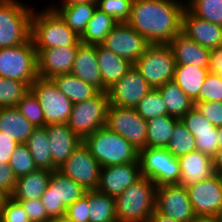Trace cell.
<instances>
[{"instance_id":"obj_1","label":"cell","mask_w":222,"mask_h":222,"mask_svg":"<svg viewBox=\"0 0 222 222\" xmlns=\"http://www.w3.org/2000/svg\"><path fill=\"white\" fill-rule=\"evenodd\" d=\"M185 8L177 0H133L127 23L150 44H169L181 32Z\"/></svg>"},{"instance_id":"obj_2","label":"cell","mask_w":222,"mask_h":222,"mask_svg":"<svg viewBox=\"0 0 222 222\" xmlns=\"http://www.w3.org/2000/svg\"><path fill=\"white\" fill-rule=\"evenodd\" d=\"M157 185L141 177L115 197L117 222H148L156 207Z\"/></svg>"},{"instance_id":"obj_3","label":"cell","mask_w":222,"mask_h":222,"mask_svg":"<svg viewBox=\"0 0 222 222\" xmlns=\"http://www.w3.org/2000/svg\"><path fill=\"white\" fill-rule=\"evenodd\" d=\"M31 39L35 49L78 46L81 43L80 37L50 8L37 13L33 10Z\"/></svg>"},{"instance_id":"obj_4","label":"cell","mask_w":222,"mask_h":222,"mask_svg":"<svg viewBox=\"0 0 222 222\" xmlns=\"http://www.w3.org/2000/svg\"><path fill=\"white\" fill-rule=\"evenodd\" d=\"M83 143L101 167L138 161L139 151L121 135L106 127L91 133Z\"/></svg>"},{"instance_id":"obj_5","label":"cell","mask_w":222,"mask_h":222,"mask_svg":"<svg viewBox=\"0 0 222 222\" xmlns=\"http://www.w3.org/2000/svg\"><path fill=\"white\" fill-rule=\"evenodd\" d=\"M33 10L18 0H0V48L18 46L31 38Z\"/></svg>"},{"instance_id":"obj_6","label":"cell","mask_w":222,"mask_h":222,"mask_svg":"<svg viewBox=\"0 0 222 222\" xmlns=\"http://www.w3.org/2000/svg\"><path fill=\"white\" fill-rule=\"evenodd\" d=\"M0 76L29 87L38 78L37 52L31 38L18 46L0 48Z\"/></svg>"},{"instance_id":"obj_7","label":"cell","mask_w":222,"mask_h":222,"mask_svg":"<svg viewBox=\"0 0 222 222\" xmlns=\"http://www.w3.org/2000/svg\"><path fill=\"white\" fill-rule=\"evenodd\" d=\"M85 192L86 190L73 179L55 170L52 171L41 201L48 217L53 222H59L64 219L66 208L81 198Z\"/></svg>"},{"instance_id":"obj_8","label":"cell","mask_w":222,"mask_h":222,"mask_svg":"<svg viewBox=\"0 0 222 222\" xmlns=\"http://www.w3.org/2000/svg\"><path fill=\"white\" fill-rule=\"evenodd\" d=\"M133 65L152 88H158L173 81L176 62L169 44H150Z\"/></svg>"},{"instance_id":"obj_9","label":"cell","mask_w":222,"mask_h":222,"mask_svg":"<svg viewBox=\"0 0 222 222\" xmlns=\"http://www.w3.org/2000/svg\"><path fill=\"white\" fill-rule=\"evenodd\" d=\"M109 104L108 93L103 91L73 104L68 127L83 141L91 133L105 127Z\"/></svg>"},{"instance_id":"obj_10","label":"cell","mask_w":222,"mask_h":222,"mask_svg":"<svg viewBox=\"0 0 222 222\" xmlns=\"http://www.w3.org/2000/svg\"><path fill=\"white\" fill-rule=\"evenodd\" d=\"M141 174L157 186L180 184V162L166 148L146 147L139 150Z\"/></svg>"},{"instance_id":"obj_11","label":"cell","mask_w":222,"mask_h":222,"mask_svg":"<svg viewBox=\"0 0 222 222\" xmlns=\"http://www.w3.org/2000/svg\"><path fill=\"white\" fill-rule=\"evenodd\" d=\"M44 114V126L67 124L73 103L60 91L52 79L38 77L30 86Z\"/></svg>"},{"instance_id":"obj_12","label":"cell","mask_w":222,"mask_h":222,"mask_svg":"<svg viewBox=\"0 0 222 222\" xmlns=\"http://www.w3.org/2000/svg\"><path fill=\"white\" fill-rule=\"evenodd\" d=\"M105 127L121 135L138 151L146 148L147 121L137 113L135 108L109 104Z\"/></svg>"},{"instance_id":"obj_13","label":"cell","mask_w":222,"mask_h":222,"mask_svg":"<svg viewBox=\"0 0 222 222\" xmlns=\"http://www.w3.org/2000/svg\"><path fill=\"white\" fill-rule=\"evenodd\" d=\"M101 166L82 142L58 168L63 175L73 179L86 191L97 190Z\"/></svg>"},{"instance_id":"obj_14","label":"cell","mask_w":222,"mask_h":222,"mask_svg":"<svg viewBox=\"0 0 222 222\" xmlns=\"http://www.w3.org/2000/svg\"><path fill=\"white\" fill-rule=\"evenodd\" d=\"M150 43L127 22L118 23L101 46L134 64Z\"/></svg>"},{"instance_id":"obj_15","label":"cell","mask_w":222,"mask_h":222,"mask_svg":"<svg viewBox=\"0 0 222 222\" xmlns=\"http://www.w3.org/2000/svg\"><path fill=\"white\" fill-rule=\"evenodd\" d=\"M155 209L179 222H191L196 217L187 189L181 184L157 186Z\"/></svg>"},{"instance_id":"obj_16","label":"cell","mask_w":222,"mask_h":222,"mask_svg":"<svg viewBox=\"0 0 222 222\" xmlns=\"http://www.w3.org/2000/svg\"><path fill=\"white\" fill-rule=\"evenodd\" d=\"M152 89L134 65L108 90L110 105L135 108L139 101Z\"/></svg>"},{"instance_id":"obj_17","label":"cell","mask_w":222,"mask_h":222,"mask_svg":"<svg viewBox=\"0 0 222 222\" xmlns=\"http://www.w3.org/2000/svg\"><path fill=\"white\" fill-rule=\"evenodd\" d=\"M196 216H216L222 205V178L219 175L186 187Z\"/></svg>"},{"instance_id":"obj_18","label":"cell","mask_w":222,"mask_h":222,"mask_svg":"<svg viewBox=\"0 0 222 222\" xmlns=\"http://www.w3.org/2000/svg\"><path fill=\"white\" fill-rule=\"evenodd\" d=\"M141 177L139 160L132 163L101 167L97 190L115 198Z\"/></svg>"},{"instance_id":"obj_19","label":"cell","mask_w":222,"mask_h":222,"mask_svg":"<svg viewBox=\"0 0 222 222\" xmlns=\"http://www.w3.org/2000/svg\"><path fill=\"white\" fill-rule=\"evenodd\" d=\"M78 46L36 49L38 77L52 79L60 74L71 73Z\"/></svg>"},{"instance_id":"obj_20","label":"cell","mask_w":222,"mask_h":222,"mask_svg":"<svg viewBox=\"0 0 222 222\" xmlns=\"http://www.w3.org/2000/svg\"><path fill=\"white\" fill-rule=\"evenodd\" d=\"M181 32L208 49L222 45V26L196 17L187 8L182 14Z\"/></svg>"},{"instance_id":"obj_21","label":"cell","mask_w":222,"mask_h":222,"mask_svg":"<svg viewBox=\"0 0 222 222\" xmlns=\"http://www.w3.org/2000/svg\"><path fill=\"white\" fill-rule=\"evenodd\" d=\"M45 127L50 143L53 171H55L60 168L83 141L67 124H50Z\"/></svg>"},{"instance_id":"obj_22","label":"cell","mask_w":222,"mask_h":222,"mask_svg":"<svg viewBox=\"0 0 222 222\" xmlns=\"http://www.w3.org/2000/svg\"><path fill=\"white\" fill-rule=\"evenodd\" d=\"M71 74L103 91L101 72L98 66L97 45L80 43L71 68Z\"/></svg>"},{"instance_id":"obj_23","label":"cell","mask_w":222,"mask_h":222,"mask_svg":"<svg viewBox=\"0 0 222 222\" xmlns=\"http://www.w3.org/2000/svg\"><path fill=\"white\" fill-rule=\"evenodd\" d=\"M176 65H193L208 68L210 65V49L198 44L180 32L170 42Z\"/></svg>"},{"instance_id":"obj_24","label":"cell","mask_w":222,"mask_h":222,"mask_svg":"<svg viewBox=\"0 0 222 222\" xmlns=\"http://www.w3.org/2000/svg\"><path fill=\"white\" fill-rule=\"evenodd\" d=\"M180 162V184L185 187L209 179L215 174L212 158L200 151H192L178 158Z\"/></svg>"},{"instance_id":"obj_25","label":"cell","mask_w":222,"mask_h":222,"mask_svg":"<svg viewBox=\"0 0 222 222\" xmlns=\"http://www.w3.org/2000/svg\"><path fill=\"white\" fill-rule=\"evenodd\" d=\"M97 59L102 76L103 92H107L133 66L127 59L118 56L101 45H97Z\"/></svg>"},{"instance_id":"obj_26","label":"cell","mask_w":222,"mask_h":222,"mask_svg":"<svg viewBox=\"0 0 222 222\" xmlns=\"http://www.w3.org/2000/svg\"><path fill=\"white\" fill-rule=\"evenodd\" d=\"M52 171L37 169L17 178L15 189L10 195L16 201L37 200L45 193Z\"/></svg>"},{"instance_id":"obj_27","label":"cell","mask_w":222,"mask_h":222,"mask_svg":"<svg viewBox=\"0 0 222 222\" xmlns=\"http://www.w3.org/2000/svg\"><path fill=\"white\" fill-rule=\"evenodd\" d=\"M35 128L16 107L0 108V132L19 144L26 143Z\"/></svg>"},{"instance_id":"obj_28","label":"cell","mask_w":222,"mask_h":222,"mask_svg":"<svg viewBox=\"0 0 222 222\" xmlns=\"http://www.w3.org/2000/svg\"><path fill=\"white\" fill-rule=\"evenodd\" d=\"M51 7L50 9L57 12L66 22L67 26L72 29L79 37L86 29L87 23L91 20L97 3L83 2L75 3L67 7Z\"/></svg>"},{"instance_id":"obj_29","label":"cell","mask_w":222,"mask_h":222,"mask_svg":"<svg viewBox=\"0 0 222 222\" xmlns=\"http://www.w3.org/2000/svg\"><path fill=\"white\" fill-rule=\"evenodd\" d=\"M156 89L166 104L169 116L181 119L195 106L194 101L174 81L166 82Z\"/></svg>"},{"instance_id":"obj_30","label":"cell","mask_w":222,"mask_h":222,"mask_svg":"<svg viewBox=\"0 0 222 222\" xmlns=\"http://www.w3.org/2000/svg\"><path fill=\"white\" fill-rule=\"evenodd\" d=\"M53 82L73 104L94 97L99 90L92 84L69 74H60L52 78Z\"/></svg>"},{"instance_id":"obj_31","label":"cell","mask_w":222,"mask_h":222,"mask_svg":"<svg viewBox=\"0 0 222 222\" xmlns=\"http://www.w3.org/2000/svg\"><path fill=\"white\" fill-rule=\"evenodd\" d=\"M208 72V68L193 65H176L173 81L195 101L198 98Z\"/></svg>"},{"instance_id":"obj_32","label":"cell","mask_w":222,"mask_h":222,"mask_svg":"<svg viewBox=\"0 0 222 222\" xmlns=\"http://www.w3.org/2000/svg\"><path fill=\"white\" fill-rule=\"evenodd\" d=\"M37 169L53 171V160L46 127H36L25 143Z\"/></svg>"},{"instance_id":"obj_33","label":"cell","mask_w":222,"mask_h":222,"mask_svg":"<svg viewBox=\"0 0 222 222\" xmlns=\"http://www.w3.org/2000/svg\"><path fill=\"white\" fill-rule=\"evenodd\" d=\"M118 23L113 17L96 8L85 31L80 36L81 43L101 45L105 37Z\"/></svg>"},{"instance_id":"obj_34","label":"cell","mask_w":222,"mask_h":222,"mask_svg":"<svg viewBox=\"0 0 222 222\" xmlns=\"http://www.w3.org/2000/svg\"><path fill=\"white\" fill-rule=\"evenodd\" d=\"M179 120L164 115L147 121L146 147L166 148Z\"/></svg>"},{"instance_id":"obj_35","label":"cell","mask_w":222,"mask_h":222,"mask_svg":"<svg viewBox=\"0 0 222 222\" xmlns=\"http://www.w3.org/2000/svg\"><path fill=\"white\" fill-rule=\"evenodd\" d=\"M89 222H117L115 198L98 190L88 191Z\"/></svg>"},{"instance_id":"obj_36","label":"cell","mask_w":222,"mask_h":222,"mask_svg":"<svg viewBox=\"0 0 222 222\" xmlns=\"http://www.w3.org/2000/svg\"><path fill=\"white\" fill-rule=\"evenodd\" d=\"M195 137L188 131L186 126L179 120L174 128L172 136L166 146V150L176 158L196 151Z\"/></svg>"},{"instance_id":"obj_37","label":"cell","mask_w":222,"mask_h":222,"mask_svg":"<svg viewBox=\"0 0 222 222\" xmlns=\"http://www.w3.org/2000/svg\"><path fill=\"white\" fill-rule=\"evenodd\" d=\"M187 2L186 8L193 15L222 26V0H188Z\"/></svg>"},{"instance_id":"obj_38","label":"cell","mask_w":222,"mask_h":222,"mask_svg":"<svg viewBox=\"0 0 222 222\" xmlns=\"http://www.w3.org/2000/svg\"><path fill=\"white\" fill-rule=\"evenodd\" d=\"M137 113L146 121L168 115L167 107L160 92L152 88L135 107Z\"/></svg>"},{"instance_id":"obj_39","label":"cell","mask_w":222,"mask_h":222,"mask_svg":"<svg viewBox=\"0 0 222 222\" xmlns=\"http://www.w3.org/2000/svg\"><path fill=\"white\" fill-rule=\"evenodd\" d=\"M30 87L15 79H5L0 76V108L16 107Z\"/></svg>"},{"instance_id":"obj_40","label":"cell","mask_w":222,"mask_h":222,"mask_svg":"<svg viewBox=\"0 0 222 222\" xmlns=\"http://www.w3.org/2000/svg\"><path fill=\"white\" fill-rule=\"evenodd\" d=\"M8 165L17 178L37 170L34 159L25 143L19 144L14 149Z\"/></svg>"},{"instance_id":"obj_41","label":"cell","mask_w":222,"mask_h":222,"mask_svg":"<svg viewBox=\"0 0 222 222\" xmlns=\"http://www.w3.org/2000/svg\"><path fill=\"white\" fill-rule=\"evenodd\" d=\"M18 111L35 127H44V114L34 93L29 90L16 105Z\"/></svg>"},{"instance_id":"obj_42","label":"cell","mask_w":222,"mask_h":222,"mask_svg":"<svg viewBox=\"0 0 222 222\" xmlns=\"http://www.w3.org/2000/svg\"><path fill=\"white\" fill-rule=\"evenodd\" d=\"M133 0H97V8L113 17L117 22H127Z\"/></svg>"},{"instance_id":"obj_43","label":"cell","mask_w":222,"mask_h":222,"mask_svg":"<svg viewBox=\"0 0 222 222\" xmlns=\"http://www.w3.org/2000/svg\"><path fill=\"white\" fill-rule=\"evenodd\" d=\"M222 102V75L208 72L196 102Z\"/></svg>"},{"instance_id":"obj_44","label":"cell","mask_w":222,"mask_h":222,"mask_svg":"<svg viewBox=\"0 0 222 222\" xmlns=\"http://www.w3.org/2000/svg\"><path fill=\"white\" fill-rule=\"evenodd\" d=\"M180 120L195 138L196 133L217 132V127H214L195 107Z\"/></svg>"},{"instance_id":"obj_45","label":"cell","mask_w":222,"mask_h":222,"mask_svg":"<svg viewBox=\"0 0 222 222\" xmlns=\"http://www.w3.org/2000/svg\"><path fill=\"white\" fill-rule=\"evenodd\" d=\"M0 222H31L20 202L8 197L1 209Z\"/></svg>"},{"instance_id":"obj_46","label":"cell","mask_w":222,"mask_h":222,"mask_svg":"<svg viewBox=\"0 0 222 222\" xmlns=\"http://www.w3.org/2000/svg\"><path fill=\"white\" fill-rule=\"evenodd\" d=\"M88 191L66 208L64 219L71 222H89Z\"/></svg>"},{"instance_id":"obj_47","label":"cell","mask_w":222,"mask_h":222,"mask_svg":"<svg viewBox=\"0 0 222 222\" xmlns=\"http://www.w3.org/2000/svg\"><path fill=\"white\" fill-rule=\"evenodd\" d=\"M194 107L214 127L222 126V102H196Z\"/></svg>"},{"instance_id":"obj_48","label":"cell","mask_w":222,"mask_h":222,"mask_svg":"<svg viewBox=\"0 0 222 222\" xmlns=\"http://www.w3.org/2000/svg\"><path fill=\"white\" fill-rule=\"evenodd\" d=\"M195 141L196 150L210 158H213L219 149L217 132L196 133Z\"/></svg>"},{"instance_id":"obj_49","label":"cell","mask_w":222,"mask_h":222,"mask_svg":"<svg viewBox=\"0 0 222 222\" xmlns=\"http://www.w3.org/2000/svg\"><path fill=\"white\" fill-rule=\"evenodd\" d=\"M31 222H53L47 215L41 199L18 201Z\"/></svg>"},{"instance_id":"obj_50","label":"cell","mask_w":222,"mask_h":222,"mask_svg":"<svg viewBox=\"0 0 222 222\" xmlns=\"http://www.w3.org/2000/svg\"><path fill=\"white\" fill-rule=\"evenodd\" d=\"M16 181L17 177L10 166L8 164L0 165V190L10 196L15 189Z\"/></svg>"},{"instance_id":"obj_51","label":"cell","mask_w":222,"mask_h":222,"mask_svg":"<svg viewBox=\"0 0 222 222\" xmlns=\"http://www.w3.org/2000/svg\"><path fill=\"white\" fill-rule=\"evenodd\" d=\"M19 143L0 132V165H7L14 149Z\"/></svg>"},{"instance_id":"obj_52","label":"cell","mask_w":222,"mask_h":222,"mask_svg":"<svg viewBox=\"0 0 222 222\" xmlns=\"http://www.w3.org/2000/svg\"><path fill=\"white\" fill-rule=\"evenodd\" d=\"M209 72L222 75V45L210 49Z\"/></svg>"},{"instance_id":"obj_53","label":"cell","mask_w":222,"mask_h":222,"mask_svg":"<svg viewBox=\"0 0 222 222\" xmlns=\"http://www.w3.org/2000/svg\"><path fill=\"white\" fill-rule=\"evenodd\" d=\"M215 174L222 178V149L216 151L215 156L212 158Z\"/></svg>"},{"instance_id":"obj_54","label":"cell","mask_w":222,"mask_h":222,"mask_svg":"<svg viewBox=\"0 0 222 222\" xmlns=\"http://www.w3.org/2000/svg\"><path fill=\"white\" fill-rule=\"evenodd\" d=\"M148 222H179L177 220L172 219L171 217H167L163 214H160L156 209L153 211L150 216Z\"/></svg>"},{"instance_id":"obj_55","label":"cell","mask_w":222,"mask_h":222,"mask_svg":"<svg viewBox=\"0 0 222 222\" xmlns=\"http://www.w3.org/2000/svg\"><path fill=\"white\" fill-rule=\"evenodd\" d=\"M191 222H218L216 216H196Z\"/></svg>"},{"instance_id":"obj_56","label":"cell","mask_w":222,"mask_h":222,"mask_svg":"<svg viewBox=\"0 0 222 222\" xmlns=\"http://www.w3.org/2000/svg\"><path fill=\"white\" fill-rule=\"evenodd\" d=\"M83 2L97 3V0H62V5H60V6L67 7V6L75 4V3H83Z\"/></svg>"},{"instance_id":"obj_57","label":"cell","mask_w":222,"mask_h":222,"mask_svg":"<svg viewBox=\"0 0 222 222\" xmlns=\"http://www.w3.org/2000/svg\"><path fill=\"white\" fill-rule=\"evenodd\" d=\"M8 197H9L8 194H6L4 191L0 190V213H1V209L4 206V203Z\"/></svg>"},{"instance_id":"obj_58","label":"cell","mask_w":222,"mask_h":222,"mask_svg":"<svg viewBox=\"0 0 222 222\" xmlns=\"http://www.w3.org/2000/svg\"><path fill=\"white\" fill-rule=\"evenodd\" d=\"M219 149H222V126L217 127Z\"/></svg>"},{"instance_id":"obj_59","label":"cell","mask_w":222,"mask_h":222,"mask_svg":"<svg viewBox=\"0 0 222 222\" xmlns=\"http://www.w3.org/2000/svg\"><path fill=\"white\" fill-rule=\"evenodd\" d=\"M218 222H222V205L220 206L218 213L216 214Z\"/></svg>"},{"instance_id":"obj_60","label":"cell","mask_w":222,"mask_h":222,"mask_svg":"<svg viewBox=\"0 0 222 222\" xmlns=\"http://www.w3.org/2000/svg\"><path fill=\"white\" fill-rule=\"evenodd\" d=\"M59 222H71V221H67V220L63 219V220H61Z\"/></svg>"}]
</instances>
